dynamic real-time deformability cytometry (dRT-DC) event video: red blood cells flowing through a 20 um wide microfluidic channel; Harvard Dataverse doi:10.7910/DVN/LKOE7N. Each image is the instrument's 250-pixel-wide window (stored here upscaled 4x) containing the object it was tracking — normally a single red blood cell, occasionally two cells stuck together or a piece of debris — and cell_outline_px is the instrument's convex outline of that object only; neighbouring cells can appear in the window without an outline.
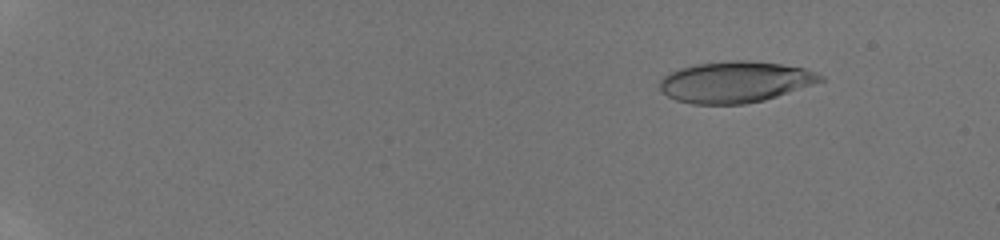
{"species": "human", "species_latin": "Homo sapiens", "temperature_condition": "room temperature", "stored_images_in_passage": 12, "camera_frame_rate_fps": 3000, "um_per_image_px": 0.085, "donor": {"sex": "male"}, "frame": {"image": 1, "passage_image": 4, "time_ms": 2.0, "image_size_px": [1000, 240], "cell_outline_px": [[824, 80], [764, 100], [744, 104], [692, 104], [676, 100], [668, 96], [660, 88], [660, 80], [668, 72], [680, 68], [696, 64], [728, 60], [748, 60], [780, 64], [804, 68], [816, 72], [824, 76]], "centroid_in_image_um": [62.47, 6.96], "position_along_channel_um": 22.5, "area_um2": 38.38}}
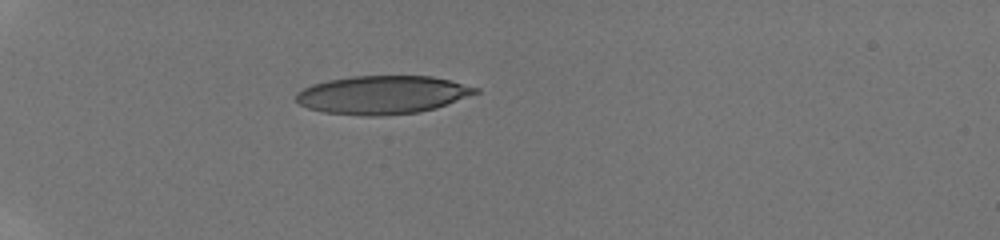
{"frame": {"image": 2, "passage_image": 9, "time_ms": 5.667, "image_size_px": [1000, 240], "cell_outline_px": [[480, 92], [436, 108], [420, 112], [380, 116], [368, 116], [324, 112], [308, 108], [300, 104], [296, 100], [296, 92], [312, 84], [328, 80], [352, 76], [432, 76], [480, 88]], "centroid_in_image_um": [32.51, 8.06], "position_along_channel_um": 52.5, "area_um2": 40.0}}
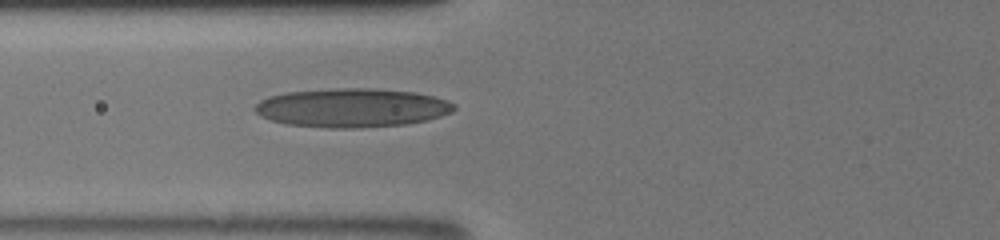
{"frame": {"image": 3, "passage_image": 12, "time_ms": 7.667, "image_size_px": [1000, 240], "cell_outline_px": [[456, 108], [452, 112], [428, 120], [404, 124], [356, 128], [328, 128], [288, 124], [272, 120], [260, 116], [252, 108], [260, 100], [268, 96], [288, 92], [336, 88], [372, 88], [416, 92], [448, 100], [456, 104]], "centroid_in_image_um": [29.93, 9.16], "position_along_channel_um": 95.9, "area_um2": 45.2}}